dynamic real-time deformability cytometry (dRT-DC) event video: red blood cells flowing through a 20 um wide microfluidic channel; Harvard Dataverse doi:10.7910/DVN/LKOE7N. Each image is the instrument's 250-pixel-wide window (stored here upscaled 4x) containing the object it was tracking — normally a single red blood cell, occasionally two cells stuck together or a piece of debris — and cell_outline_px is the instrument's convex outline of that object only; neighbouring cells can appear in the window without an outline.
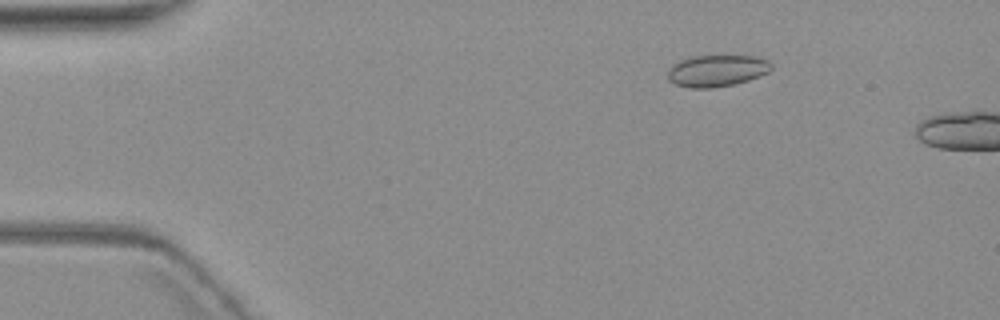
{"species": "common noctule bat (a hibernating species)", "species_latin": "Nyctalus noctula", "temperature_condition": "warm", "stored_images_in_passage": 3, "camera_frame_rate_fps": 3000, "um_per_image_px": 0.085, "animal": {"sex": "female", "body_mass_g": 19.3, "forearm_length_mm": 54.1}, "frame": {"image": 1, "passage_image": 1, "time_ms": 0.0, "image_size_px": [1000, 320], "cell_outline_px": [[772, 68], [768, 72], [748, 80], [732, 84], [712, 88], [688, 88], [676, 84], [668, 80], [668, 72], [680, 60], [692, 56], [756, 56], [768, 60], [772, 64]], "centroid_in_image_um": [60.95, 6.01], "position_along_channel_um": 24.0, "area_um2": 18.9}}